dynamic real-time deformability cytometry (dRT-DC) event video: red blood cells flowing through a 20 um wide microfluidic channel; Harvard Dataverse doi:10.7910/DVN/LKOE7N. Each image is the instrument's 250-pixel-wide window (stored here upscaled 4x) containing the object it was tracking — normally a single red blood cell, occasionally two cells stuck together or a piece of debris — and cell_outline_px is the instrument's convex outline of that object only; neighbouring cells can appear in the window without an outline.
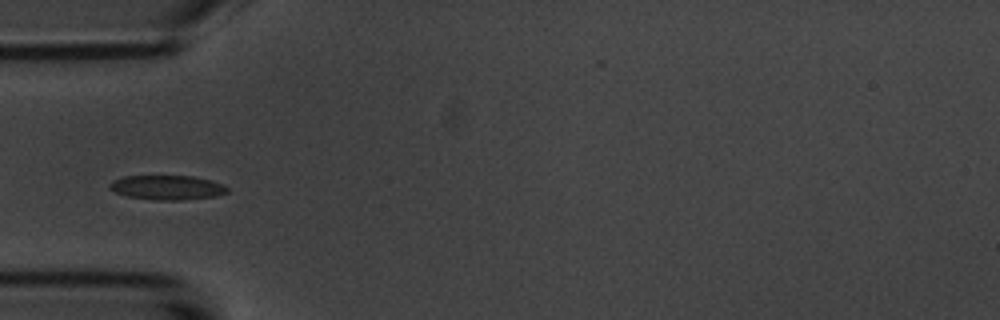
{"species": "common noctule bat (a hibernating species)", "species_latin": "Nyctalus noctula", "temperature_condition": "room temperature", "stored_images_in_passage": 6, "camera_frame_rate_fps": 3000, "um_per_image_px": 0.085, "animal": {"sex": "male", "body_mass_g": 20.1, "forearm_length_mm": 53.5}, "frame": {"image": 1, "passage_image": 5, "time_ms": 4.333, "image_size_px": [1000, 320], "cell_outline_px": [[228, 192], [216, 196], [180, 200], [156, 200], [128, 196], [116, 192], [108, 188], [108, 184], [112, 180], [124, 176], [192, 176], [212, 180], [228, 188]], "centroid_in_image_um": [14.18, 15.93], "position_along_channel_um": 70.8, "area_um2": 16.7}}